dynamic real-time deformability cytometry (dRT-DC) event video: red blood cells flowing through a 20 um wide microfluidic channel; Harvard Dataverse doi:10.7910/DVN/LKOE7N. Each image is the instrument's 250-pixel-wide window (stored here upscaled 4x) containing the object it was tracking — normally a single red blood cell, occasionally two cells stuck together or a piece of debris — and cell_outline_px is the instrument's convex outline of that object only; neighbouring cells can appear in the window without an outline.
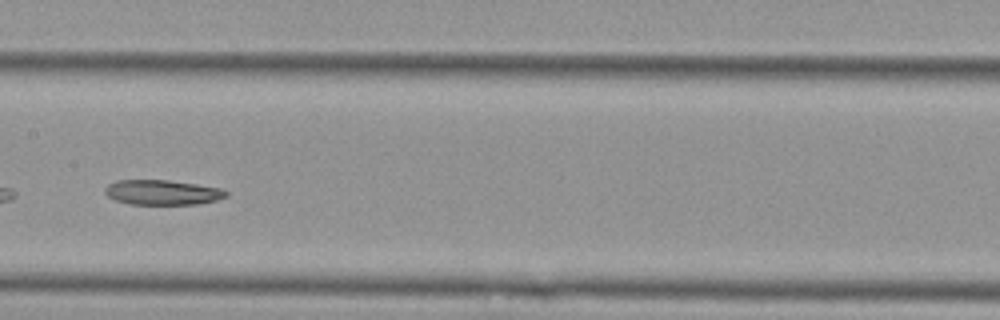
{"species": "Egyptian fruit bat (a non-hibernating species)", "species_latin": "Rousettus aegyptiacus", "temperature_condition": "cold", "stored_images_in_passage": 37, "camera_frame_rate_fps": 3000, "um_per_image_px": 0.085, "animal": {"sex": "female"}, "frame": {"image": 1, "passage_image": 11, "time_ms": 3.333, "image_size_px": [1000, 320], "cell_outline_px": [[228, 196], [216, 200], [196, 204], [128, 204], [116, 200], [108, 196], [104, 192], [104, 188], [108, 184], [116, 180], [168, 180], [196, 184], [220, 188], [228, 192]], "centroid_in_image_um": [13.78, 16.35], "position_along_channel_um": 193.6, "area_um2": 17.57}}